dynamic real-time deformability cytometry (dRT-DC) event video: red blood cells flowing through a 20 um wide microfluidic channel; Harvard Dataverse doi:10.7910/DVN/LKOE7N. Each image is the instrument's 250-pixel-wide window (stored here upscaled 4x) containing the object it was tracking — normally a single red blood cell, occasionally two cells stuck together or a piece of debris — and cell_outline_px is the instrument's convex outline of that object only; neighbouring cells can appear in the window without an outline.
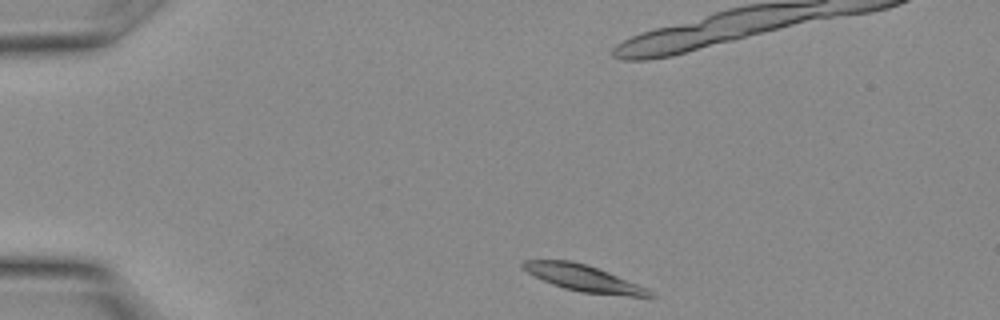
{"species": "Egyptian fruit bat (a non-hibernating species)", "species_latin": "Rousettus aegyptiacus", "temperature_condition": "warm", "stored_images_in_passage": 7, "camera_frame_rate_fps": 3000, "um_per_image_px": 0.085, "animal": {"sex": "female"}, "frame": {"image": 1, "passage_image": 1, "time_ms": 0.0, "image_size_px": [1000, 320], "cell_outline_px": [[656, 296], [628, 296], [580, 292], [564, 288], [552, 284], [528, 272], [520, 264], [524, 260], [568, 260], [584, 264], [608, 272], [648, 288]], "centroid_in_image_um": [49.61, 23.65], "position_along_channel_um": 35.4, "area_um2": 19.07}}